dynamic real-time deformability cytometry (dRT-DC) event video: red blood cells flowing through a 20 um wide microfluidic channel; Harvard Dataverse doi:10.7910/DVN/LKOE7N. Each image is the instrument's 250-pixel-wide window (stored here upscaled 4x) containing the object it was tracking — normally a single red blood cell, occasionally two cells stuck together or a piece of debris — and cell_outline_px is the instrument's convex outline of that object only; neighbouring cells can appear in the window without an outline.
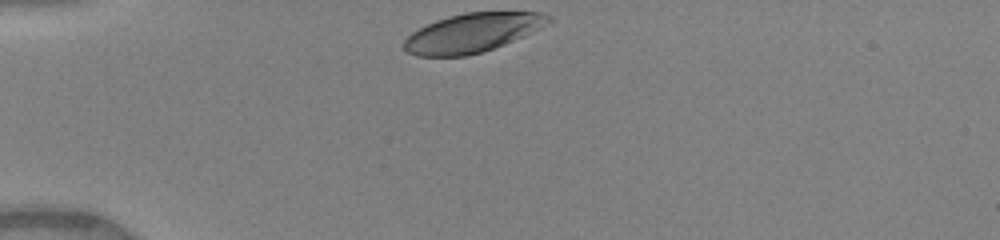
{"species": "human", "species_latin": "Homo sapiens", "temperature_condition": "warm", "stored_images_in_passage": 14, "camera_frame_rate_fps": 3000, "um_per_image_px": 0.085, "donor": {"sex": "female"}, "frame": {"image": 1, "passage_image": 1, "time_ms": 0.0, "image_size_px": [1000, 240], "cell_outline_px": [[552, 20], [504, 44], [484, 52], [468, 56], [416, 56], [408, 52], [404, 48], [404, 40], [412, 32], [436, 20], [448, 16], [464, 12], [540, 12], [552, 16]], "centroid_in_image_um": [40.09, 2.79], "position_along_channel_um": 44.9, "area_um2": 32.31}}
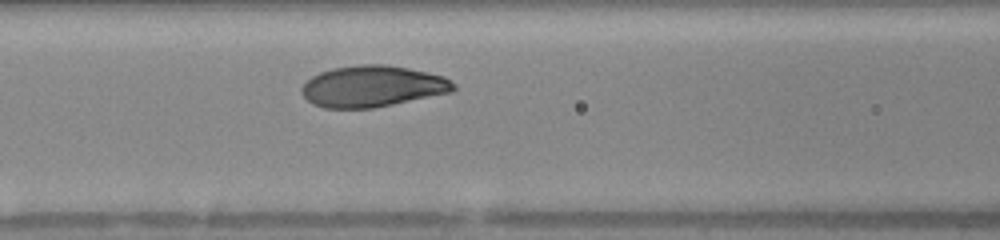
{"frame": {"image": 2, "passage_image": 9, "time_ms": 2.667, "image_size_px": [1000, 240], "cell_outline_px": [[456, 88], [452, 92], [372, 108], [324, 108], [312, 104], [304, 96], [300, 88], [312, 76], [320, 72], [332, 68], [360, 64], [384, 64], [408, 68], [428, 72], [444, 76], [456, 84]], "centroid_in_image_um": [31.67, 7.33], "position_along_channel_um": 134.9, "area_um2": 36.53}}
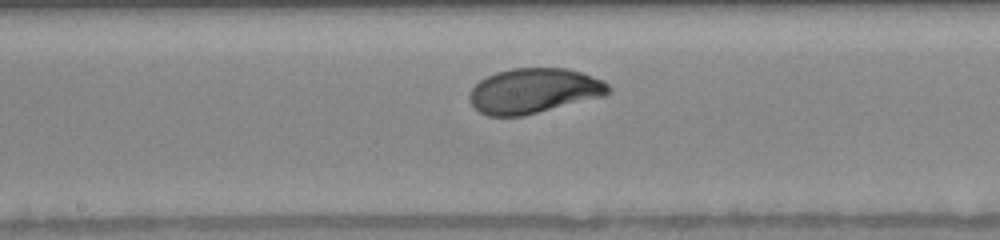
{"frame": {"image": 3, "passage_image": 13, "time_ms": 4.0, "image_size_px": [1000, 240], "cell_outline_px": [[612, 92], [604, 96], [520, 116], [488, 116], [480, 112], [468, 100], [468, 96], [472, 88], [480, 80], [496, 72], [512, 68], [568, 68], [584, 72], [604, 80], [612, 88]], "centroid_in_image_um": [45.41, 7.7], "position_along_channel_um": 202.8, "area_um2": 36.53}}